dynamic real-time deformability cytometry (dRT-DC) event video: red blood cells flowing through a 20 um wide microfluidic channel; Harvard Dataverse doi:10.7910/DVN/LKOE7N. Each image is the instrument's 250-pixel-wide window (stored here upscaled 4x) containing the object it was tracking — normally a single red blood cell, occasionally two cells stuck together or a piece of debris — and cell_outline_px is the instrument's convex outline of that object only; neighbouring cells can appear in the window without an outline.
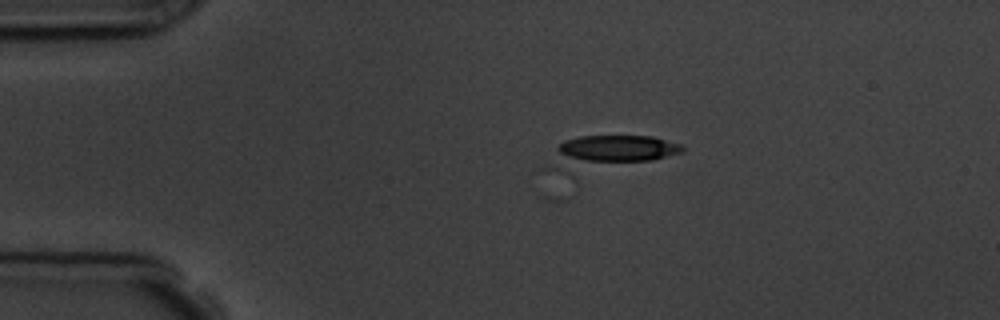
{"species": "common noctule bat (a hibernating species)", "species_latin": "Nyctalus noctula", "temperature_condition": "room temperature", "stored_images_in_passage": 6, "camera_frame_rate_fps": 3000, "um_per_image_px": 0.085, "animal": {"sex": "male", "body_mass_g": 19.5, "forearm_length_mm": 54.6}, "frame": {"image": 1, "passage_image": 1, "time_ms": 0.0, "image_size_px": [1000, 320], "cell_outline_px": [[688, 148], [684, 152], [652, 160], [564, 172], [540, 168], [556, 148], [564, 140], [580, 136], [652, 136], [680, 144]], "centroid_in_image_um": [51.72, 12.91], "position_along_channel_um": 33.3, "area_um2": 25.37}}